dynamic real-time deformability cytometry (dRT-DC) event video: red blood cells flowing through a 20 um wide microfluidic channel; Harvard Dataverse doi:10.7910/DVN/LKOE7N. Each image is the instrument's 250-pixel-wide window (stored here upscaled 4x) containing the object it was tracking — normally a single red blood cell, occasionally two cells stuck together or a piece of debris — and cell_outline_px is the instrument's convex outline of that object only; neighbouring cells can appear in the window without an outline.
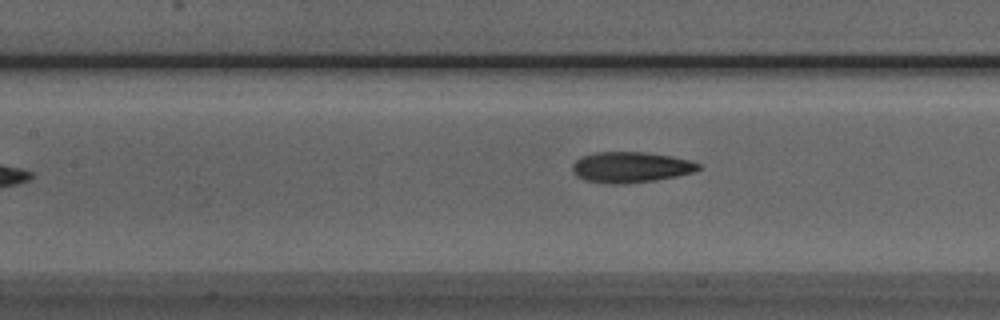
{"species": "Egyptian fruit bat (a non-hibernating species)", "species_latin": "Rousettus aegyptiacus", "temperature_condition": "room temperature", "stored_images_in_passage": 5, "camera_frame_rate_fps": 3000, "um_per_image_px": 0.085, "animal": {"sex": "male"}, "frame": {"image": 1, "passage_image": 5, "time_ms": 4.667, "image_size_px": [1000, 320], "cell_outline_px": [[700, 168], [692, 172], [676, 176], [656, 180], [624, 184], [612, 184], [584, 180], [576, 176], [572, 172], [572, 164], [580, 156], [596, 152], [644, 152], [672, 156], [692, 160], [700, 164]], "centroid_in_image_um": [53.58, 14.21], "position_along_channel_um": 153.8, "area_um2": 22.72}}